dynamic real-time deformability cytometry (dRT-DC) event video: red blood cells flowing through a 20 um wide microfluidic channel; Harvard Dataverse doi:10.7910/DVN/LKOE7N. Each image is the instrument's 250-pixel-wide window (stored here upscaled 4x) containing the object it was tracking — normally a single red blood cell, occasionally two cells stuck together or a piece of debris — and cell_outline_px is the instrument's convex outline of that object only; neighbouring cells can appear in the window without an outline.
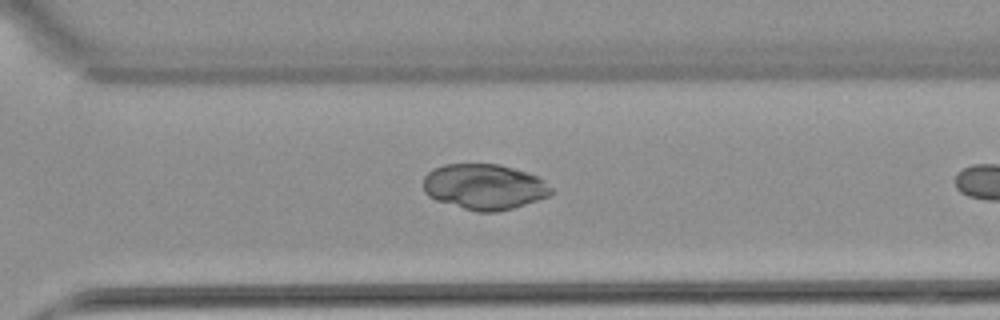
{"species": "common noctule bat (a hibernating species)", "species_latin": "Nyctalus noctula", "temperature_condition": "warm", "stored_images_in_passage": 30, "camera_frame_rate_fps": 3000, "um_per_image_px": 0.085, "animal": {"sex": "female", "body_mass_g": 22.7, "forearm_length_mm": 54.2}, "frame": {"image": 1, "passage_image": 26, "time_ms": 8.333, "image_size_px": [1000, 320], "cell_outline_px": [[552, 192], [548, 196], [512, 208], [496, 212], [476, 212], [436, 200], [428, 196], [424, 192], [424, 176], [432, 168], [444, 164], [500, 164], [536, 176], [544, 180], [552, 188]], "centroid_in_image_um": [41.12, 15.87], "position_along_channel_um": 329.5, "area_um2": 33.81}}